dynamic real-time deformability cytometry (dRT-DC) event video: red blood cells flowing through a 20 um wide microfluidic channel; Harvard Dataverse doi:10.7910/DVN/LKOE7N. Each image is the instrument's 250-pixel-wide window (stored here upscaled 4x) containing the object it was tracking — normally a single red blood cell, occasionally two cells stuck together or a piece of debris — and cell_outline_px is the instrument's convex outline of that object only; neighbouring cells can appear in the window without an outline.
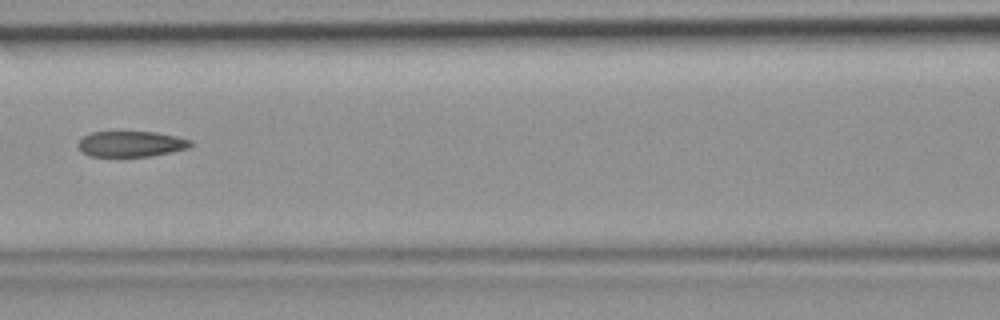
{"species": "common noctule bat (a hibernating species)", "species_latin": "Nyctalus noctula", "temperature_condition": "room temperature", "stored_images_in_passage": 6, "camera_frame_rate_fps": 3000, "um_per_image_px": 0.085, "animal": {"sex": "female", "body_mass_g": 19.9}, "frame": {"image": 1, "passage_image": 6, "time_ms": 1.667, "image_size_px": [1000, 320], "cell_outline_px": [[192, 144], [188, 148], [152, 156], [92, 156], [84, 152], [76, 144], [84, 136], [92, 132], [156, 132], [176, 136], [192, 140]], "centroid_in_image_um": [11.17, 12.23], "position_along_channel_um": 155.4, "area_um2": 16.65}}